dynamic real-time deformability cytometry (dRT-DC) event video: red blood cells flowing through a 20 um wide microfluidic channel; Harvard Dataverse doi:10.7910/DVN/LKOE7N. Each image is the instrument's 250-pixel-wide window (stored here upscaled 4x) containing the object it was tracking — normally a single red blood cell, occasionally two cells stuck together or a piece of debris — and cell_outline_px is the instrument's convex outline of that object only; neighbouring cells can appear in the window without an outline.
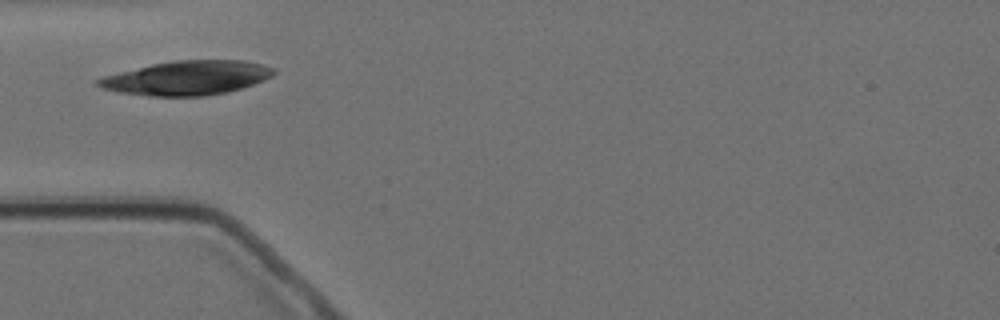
{"species": "Egyptian fruit bat (a non-hibernating species)", "species_latin": "Rousettus aegyptiacus", "temperature_condition": "cold", "stored_images_in_passage": 5, "camera_frame_rate_fps": 3000, "um_per_image_px": 0.085, "animal": {"sex": "female"}, "frame": {"image": 1, "passage_image": 2, "time_ms": 1.333, "image_size_px": [1000, 320], "cell_outline_px": [[276, 72], [272, 76], [264, 80], [228, 92], [204, 96], [152, 96], [120, 92], [104, 88], [96, 84], [96, 80], [104, 76], [152, 64], [176, 60], [244, 60], [264, 64], [276, 68]], "centroid_in_image_um": [15.96, 6.61], "position_along_channel_um": 69.0, "area_um2": 34.8}}
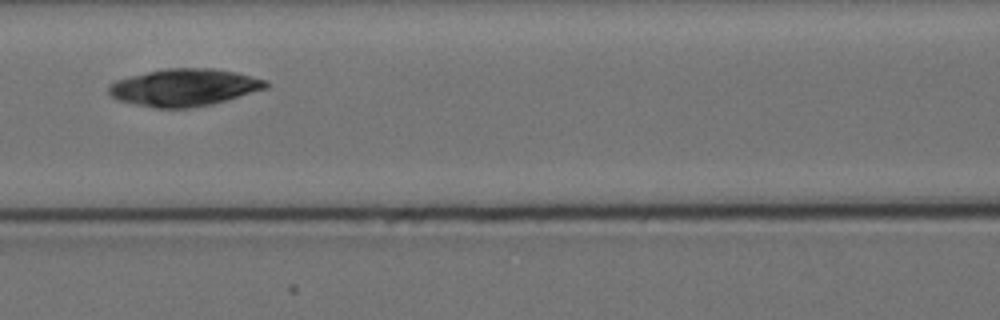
{"frame": {"image": 2, "passage_image": 4, "time_ms": 3.667, "image_size_px": [1000, 320], "cell_outline_px": [[268, 88], [212, 104], [188, 108], [156, 108], [116, 100], [108, 92], [108, 84], [116, 80], [128, 76], [164, 68], [212, 68], [236, 72], [264, 80], [268, 84]], "centroid_in_image_um": [15.61, 7.43], "position_along_channel_um": 151.0, "area_um2": 34.1}}
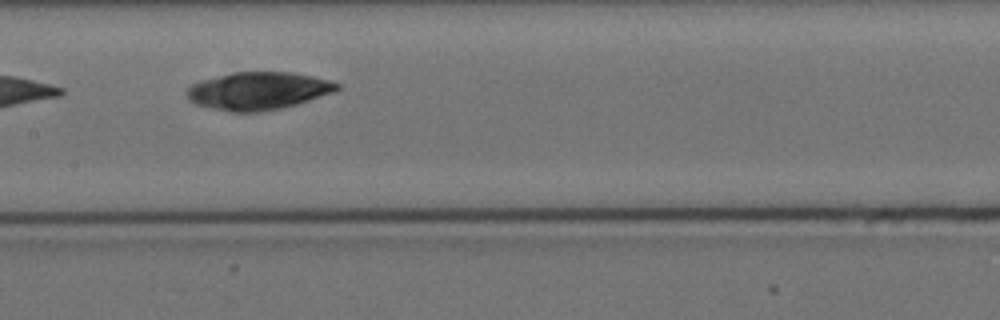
{"frame": {"image": 3, "passage_image": 5, "time_ms": 4.667, "image_size_px": [1000, 320], "cell_outline_px": [[340, 88], [336, 92], [296, 104], [280, 108], [260, 112], [232, 112], [212, 108], [196, 104], [188, 100], [188, 88], [192, 84], [200, 80], [232, 72], [292, 72], [312, 76], [328, 80], [340, 84]], "centroid_in_image_um": [21.96, 7.72], "position_along_channel_um": 185.4, "area_um2": 32.95}}